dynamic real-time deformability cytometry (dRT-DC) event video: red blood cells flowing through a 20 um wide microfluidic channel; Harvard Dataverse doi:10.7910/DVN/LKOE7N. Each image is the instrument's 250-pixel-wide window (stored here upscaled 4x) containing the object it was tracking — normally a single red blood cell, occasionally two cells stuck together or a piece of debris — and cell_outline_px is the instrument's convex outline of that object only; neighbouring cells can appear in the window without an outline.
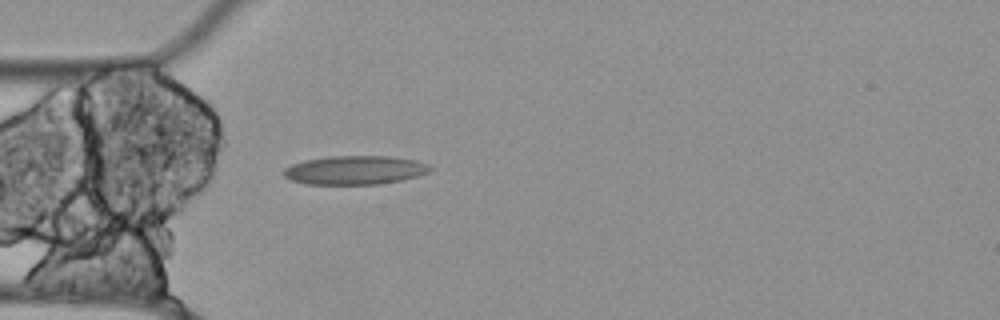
{"species": "Egyptian fruit bat (a non-hibernating species)", "species_latin": "Rousettus aegyptiacus", "temperature_condition": "cold", "stored_images_in_passage": 17, "camera_frame_rate_fps": 3000, "um_per_image_px": 0.085, "animal": {"sex": "female"}, "frame": {"image": 1, "passage_image": 14, "time_ms": 4.333, "image_size_px": [1000, 320], "cell_outline_px": [[432, 168], [428, 172], [416, 176], [400, 180], [380, 184], [304, 184], [292, 180], [284, 176], [284, 168], [292, 164], [304, 160], [328, 156], [392, 156], [416, 160], [428, 164]], "centroid_in_image_um": [30.16, 14.45], "position_along_channel_um": 54.8, "area_um2": 24.57}}
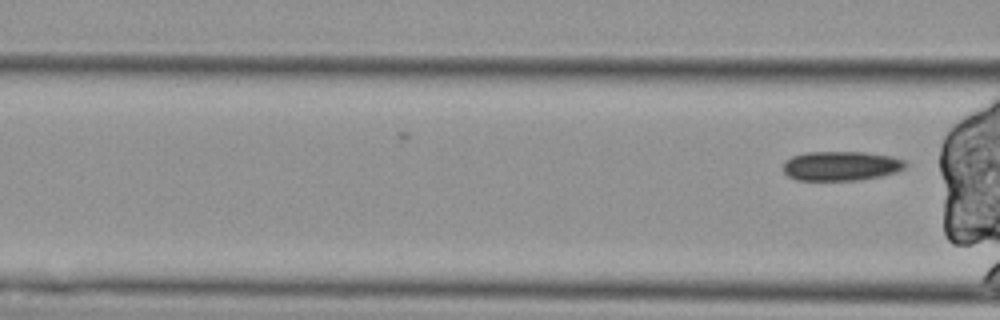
{"frame": {"image": 2, "passage_image": 17, "time_ms": 5.333, "image_size_px": [1000, 320], "cell_outline_px": [[908, 164], [904, 168], [896, 172], [880, 176], [856, 180], [796, 180], [788, 176], [784, 172], [784, 160], [792, 156], [804, 152], [864, 152], [892, 156], [904, 160]], "centroid_in_image_um": [71.47, 14.09], "position_along_channel_um": 95.1, "area_um2": 21.04}}